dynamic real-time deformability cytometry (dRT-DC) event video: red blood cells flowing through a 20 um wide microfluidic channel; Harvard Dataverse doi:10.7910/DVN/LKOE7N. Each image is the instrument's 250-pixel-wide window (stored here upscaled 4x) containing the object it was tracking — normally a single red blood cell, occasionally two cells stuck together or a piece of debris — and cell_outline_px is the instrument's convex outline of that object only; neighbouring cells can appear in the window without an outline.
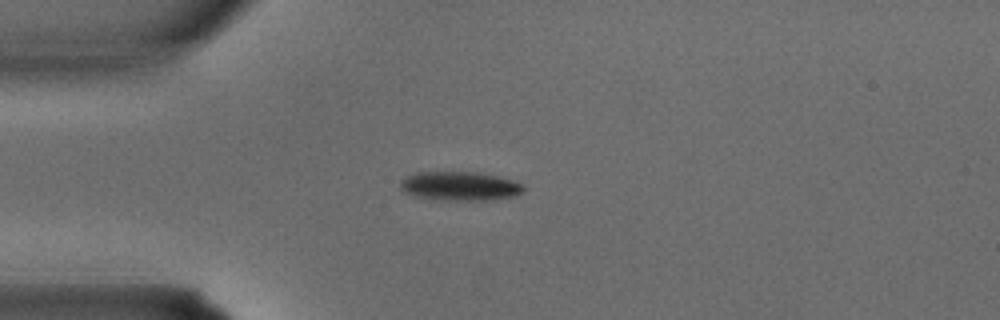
{"species": "common noctule bat (a hibernating species)", "species_latin": "Nyctalus noctula", "temperature_condition": "warm", "stored_images_in_passage": 26, "camera_frame_rate_fps": 3000, "um_per_image_px": 0.085, "animal": {"sex": "male", "body_mass_g": 15.6}, "frame": {"image": 1, "passage_image": 1, "time_ms": 0.0, "image_size_px": [1000, 320], "cell_outline_px": [[524, 192], [516, 196], [484, 200], [448, 200], [416, 196], [404, 192], [400, 188], [400, 180], [416, 172], [480, 172], [512, 180], [524, 184]], "centroid_in_image_um": [39.11, 15.81], "position_along_channel_um": 45.9, "area_um2": 20.75}}
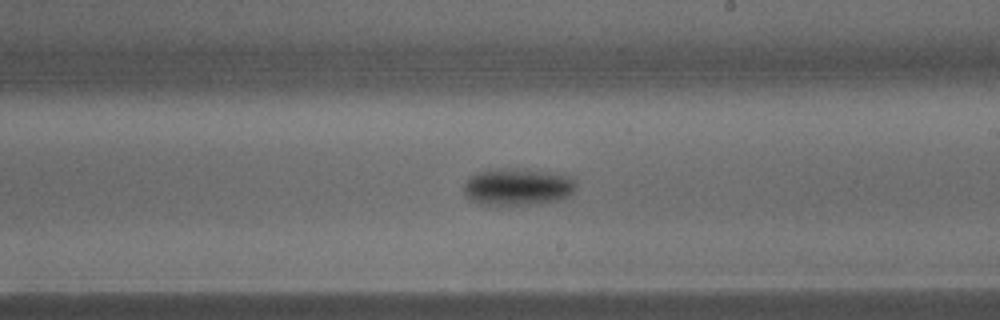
{"frame": {"image": 2, "passage_image": 12, "time_ms": 3.667, "image_size_px": [1000, 320], "cell_outline_px": [[576, 188], [568, 196], [560, 200], [536, 204], [484, 204], [472, 200], [464, 192], [464, 184], [476, 172], [492, 168], [528, 168], [564, 172], [572, 176], [576, 180]], "centroid_in_image_um": [44.11, 15.82], "position_along_channel_um": 244.9, "area_um2": 24.85}}
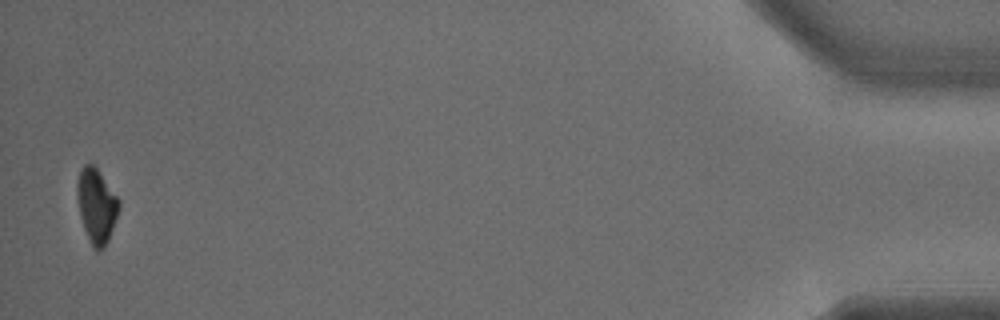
{"frame": {"image": 3, "passage_image": 26, "time_ms": 8.333, "image_size_px": [1000, 320], "cell_outline_px": [[120, 208], [108, 240], [104, 248], [100, 252], [96, 252], [92, 248], [84, 228], [80, 216], [76, 196], [76, 184], [80, 172], [84, 164], [92, 164], [96, 168], [120, 200]], "centroid_in_image_um": [8.19, 17.53], "position_along_channel_um": 427.0, "area_um2": 18.15}}